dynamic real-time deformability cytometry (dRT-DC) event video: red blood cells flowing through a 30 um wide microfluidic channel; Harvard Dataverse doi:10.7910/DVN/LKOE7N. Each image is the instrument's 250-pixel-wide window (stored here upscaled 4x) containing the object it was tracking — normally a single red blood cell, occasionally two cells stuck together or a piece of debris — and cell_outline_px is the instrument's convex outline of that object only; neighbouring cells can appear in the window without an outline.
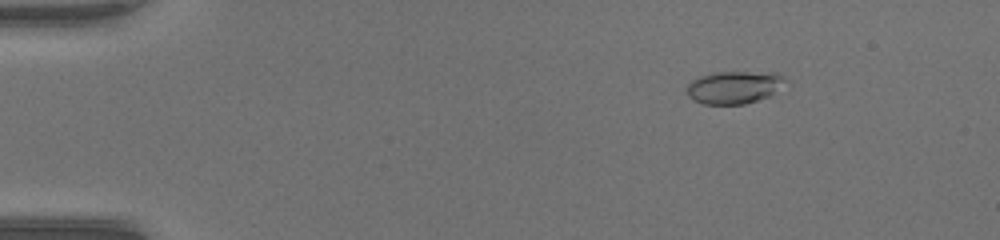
{"species": "common noctule bat (a hibernating species)", "species_latin": "Nyctalus noctula", "temperature_condition": "warm", "stored_images_in_passage": 51, "camera_frame_rate_fps": 3000, "um_per_image_px": 0.085, "animal": {"sex": "female", "body_mass_g": 17.0, "forearm_length_mm": 48.0}, "frame": {"image": 1, "passage_image": 8, "time_ms": 2.333, "image_size_px": [1000, 240], "cell_outline_px": [[784, 80], [772, 96], [744, 104], [704, 104], [688, 96], [688, 84], [692, 80], [700, 76], [720, 72], [776, 72], [784, 76]], "centroid_in_image_um": [62.42, 7.42], "position_along_channel_um": 22.6, "area_um2": 18.5}}
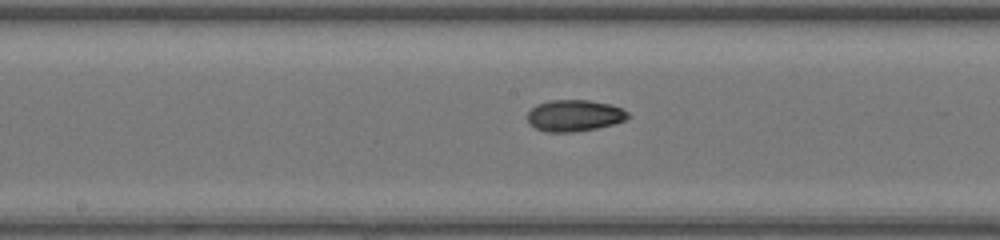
{"frame": {"image": 2, "passage_image": 28, "time_ms": 9.0, "image_size_px": [1000, 240], "cell_outline_px": [[632, 116], [624, 120], [612, 124], [596, 128], [572, 132], [548, 132], [536, 128], [528, 124], [528, 112], [536, 104], [548, 100], [588, 100], [608, 104], [620, 108], [628, 112]], "centroid_in_image_um": [48.79, 9.82], "position_along_channel_um": 199.4, "area_um2": 18.38}}
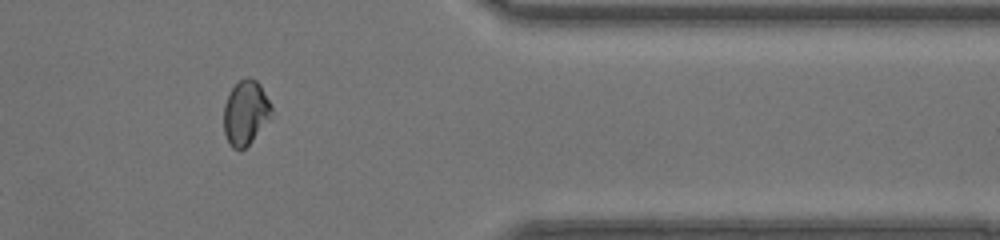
{"frame": {"image": 3, "passage_image": 43, "time_ms": 14.0, "image_size_px": [1000, 240], "cell_outline_px": [[272, 116], [252, 140], [240, 152], [232, 148], [228, 144], [224, 132], [224, 104], [228, 92], [240, 80], [248, 76], [256, 80], [260, 84], [272, 108]], "centroid_in_image_um": [20.85, 9.59], "position_along_channel_um": 390.5, "area_um2": 18.03}, "authors_computed_cell_mechanics": {"area_um2": 18.3804, "velocity_mm_per_s": 4.1593, "shape_relaxation_time_tau1_ms": 4.5632, "shape_relaxation_time_tau2_ms": 1.9098, "deformation_change_tau1": 0.1393, "deformation_change_tau2": 0.0508}}